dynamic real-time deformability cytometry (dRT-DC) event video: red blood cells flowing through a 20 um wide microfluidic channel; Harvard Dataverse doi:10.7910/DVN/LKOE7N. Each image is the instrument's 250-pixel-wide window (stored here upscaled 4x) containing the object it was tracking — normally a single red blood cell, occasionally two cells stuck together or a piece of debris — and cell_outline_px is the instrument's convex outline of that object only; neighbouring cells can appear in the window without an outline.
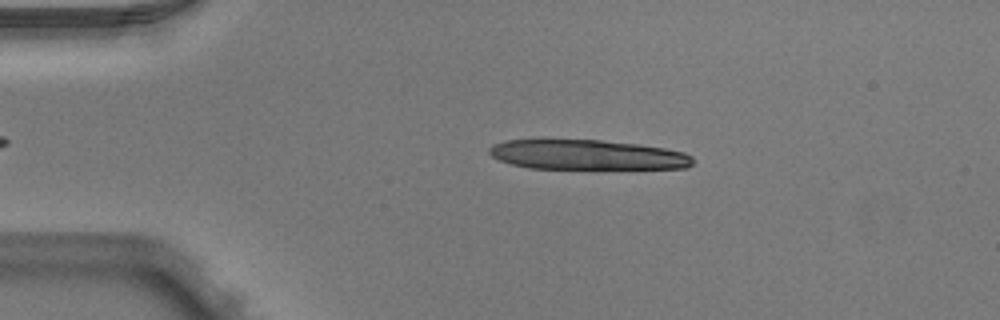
{"species": "Egyptian fruit bat (a non-hibernating species)", "species_latin": "Rousettus aegyptiacus", "temperature_condition": "warm", "stored_images_in_passage": 49, "camera_frame_rate_fps": 3000, "um_per_image_px": 0.085, "animal": {"sex": "male"}, "frame": {"image": 1, "passage_image": 10, "time_ms": 3.0, "image_size_px": [1000, 320], "cell_outline_px": [[696, 160], [688, 168], [528, 168], [512, 164], [500, 160], [492, 156], [488, 152], [488, 148], [492, 144], [504, 140], [540, 136], [544, 136], [600, 140], [640, 144], [664, 148], [684, 152], [692, 156]], "centroid_in_image_um": [49.8, 13.1], "position_along_channel_um": 35.2, "area_um2": 36.82}}
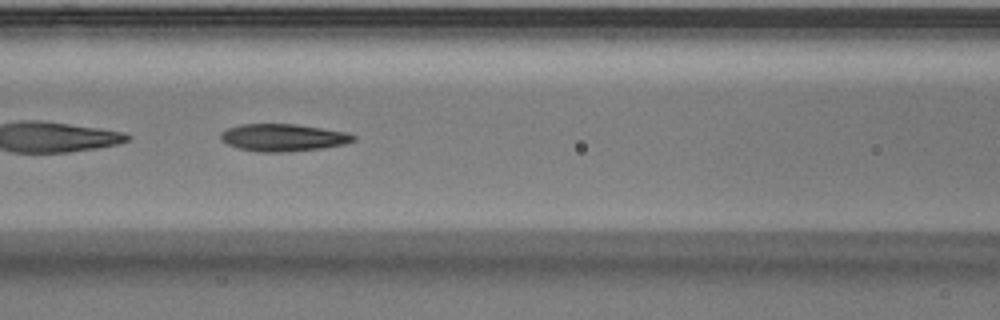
{"frame": {"image": 2, "passage_image": 22, "time_ms": 7.0, "image_size_px": [1000, 320], "cell_outline_px": [[356, 140], [344, 144], [324, 148], [280, 152], [260, 152], [240, 148], [228, 144], [220, 140], [220, 132], [228, 128], [240, 124], [296, 124], [344, 132], [356, 136]], "centroid_in_image_um": [24.04, 11.69], "position_along_channel_um": 142.6, "area_um2": 20.98}}
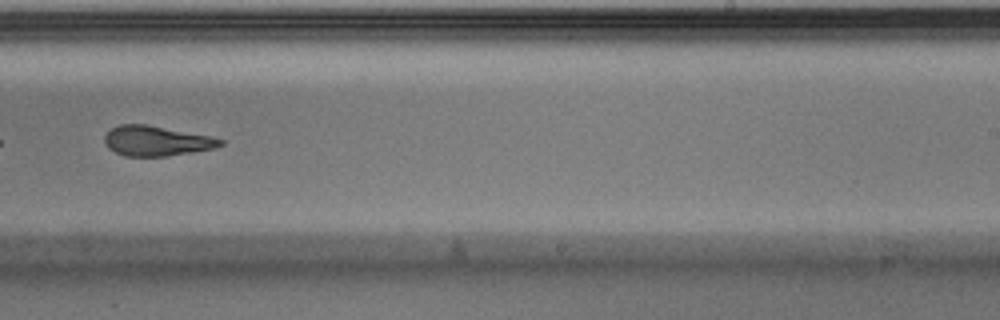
{"frame": {"image": 3, "passage_image": 32, "time_ms": 10.333, "image_size_px": [1000, 320], "cell_outline_px": [[224, 144], [212, 148], [192, 152], [164, 156], [124, 156], [108, 148], [104, 140], [104, 136], [112, 128], [120, 124], [144, 124], [212, 136], [224, 140]], "centroid_in_image_um": [13.29, 11.97], "position_along_channel_um": 275.7, "area_um2": 20.06}, "authors_computed_cell_mechanics": {"area_um2": 22.1952, "velocity_mm_per_s": 4.0029, "shape_relaxation_time_tau1_ms": null, "shape_relaxation_time_tau2_ms": 3.6279, "deformation_change_tau1": null, "deformation_change_tau2": 0.1361}}